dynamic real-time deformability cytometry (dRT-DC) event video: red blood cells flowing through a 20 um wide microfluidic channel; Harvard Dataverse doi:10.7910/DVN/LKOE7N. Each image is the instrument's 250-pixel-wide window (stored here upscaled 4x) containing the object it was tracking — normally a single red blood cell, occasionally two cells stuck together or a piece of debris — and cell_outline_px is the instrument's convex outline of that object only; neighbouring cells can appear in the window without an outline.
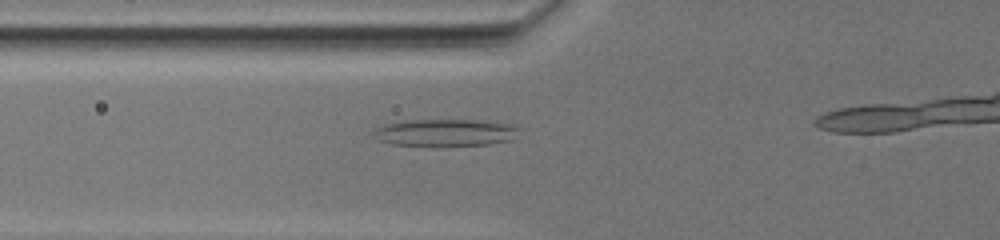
{"species": "common noctule bat (a hibernating species)", "species_latin": "Nyctalus noctula", "temperature_condition": "warm", "stored_images_in_passage": 25, "camera_frame_rate_fps": 3000, "um_per_image_px": 0.085, "animal": {"sex": "female", "body_mass_g": 19.5, "forearm_length_mm": 54.1}, "frame": {"image": 1, "passage_image": 3, "time_ms": 1.0, "image_size_px": [1000, 240], "cell_outline_px": [[520, 128], [508, 140], [488, 144], [392, 144], [380, 140], [376, 132], [376, 128], [384, 124], [404, 120], [496, 120]], "centroid_in_image_um": [37.89, 11.22], "position_along_channel_um": 87.9, "area_um2": 22.08}}
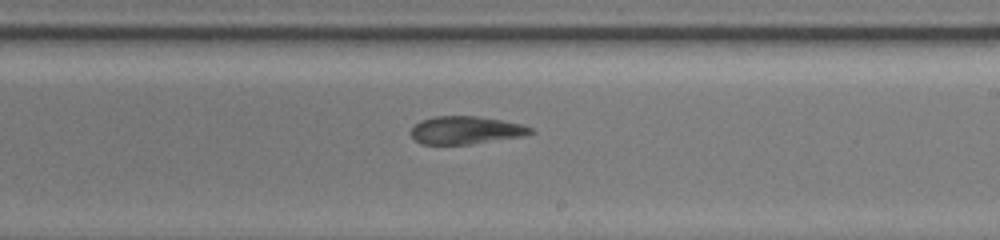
{"frame": {"image": 2, "passage_image": 12, "time_ms": 6.333, "image_size_px": [1000, 240], "cell_outline_px": [[536, 132], [524, 136], [468, 144], [420, 144], [412, 136], [412, 128], [420, 120], [436, 116], [476, 116], [500, 120], [520, 124], [532, 128]], "centroid_in_image_um": [39.6, 11.06], "position_along_channel_um": 249.4, "area_um2": 19.19}}
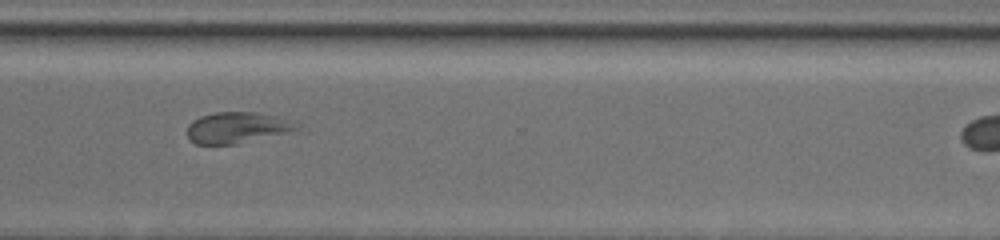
{"frame": {"image": 3, "passage_image": 18, "time_ms": 9.667, "image_size_px": [1000, 240], "cell_outline_px": [[292, 128], [284, 132], [236, 144], [196, 144], [188, 136], [188, 124], [192, 120], [200, 116], [216, 112], [256, 112], [276, 116], [292, 124]], "centroid_in_image_um": [19.96, 10.84], "position_along_channel_um": 350.6, "area_um2": 18.84}}